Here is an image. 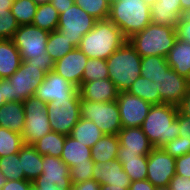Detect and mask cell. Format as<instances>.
Returning a JSON list of instances; mask_svg holds the SVG:
<instances>
[{
  "label": "cell",
  "mask_w": 190,
  "mask_h": 190,
  "mask_svg": "<svg viewBox=\"0 0 190 190\" xmlns=\"http://www.w3.org/2000/svg\"><path fill=\"white\" fill-rule=\"evenodd\" d=\"M120 142L118 135L104 134L91 148V159L94 163H106L116 159Z\"/></svg>",
  "instance_id": "4316f807"
},
{
  "label": "cell",
  "mask_w": 190,
  "mask_h": 190,
  "mask_svg": "<svg viewBox=\"0 0 190 190\" xmlns=\"http://www.w3.org/2000/svg\"><path fill=\"white\" fill-rule=\"evenodd\" d=\"M172 157H180L190 153V140L186 141L184 138L178 136L177 138L169 141L162 147Z\"/></svg>",
  "instance_id": "b9f144b4"
},
{
  "label": "cell",
  "mask_w": 190,
  "mask_h": 190,
  "mask_svg": "<svg viewBox=\"0 0 190 190\" xmlns=\"http://www.w3.org/2000/svg\"><path fill=\"white\" fill-rule=\"evenodd\" d=\"M78 91L81 100L93 102L116 101L119 95V90L109 78L84 82Z\"/></svg>",
  "instance_id": "d6986e66"
},
{
  "label": "cell",
  "mask_w": 190,
  "mask_h": 190,
  "mask_svg": "<svg viewBox=\"0 0 190 190\" xmlns=\"http://www.w3.org/2000/svg\"><path fill=\"white\" fill-rule=\"evenodd\" d=\"M175 174L190 178V153L176 158Z\"/></svg>",
  "instance_id": "f6af8a7d"
},
{
  "label": "cell",
  "mask_w": 190,
  "mask_h": 190,
  "mask_svg": "<svg viewBox=\"0 0 190 190\" xmlns=\"http://www.w3.org/2000/svg\"><path fill=\"white\" fill-rule=\"evenodd\" d=\"M77 90L78 88L52 70L35 91V96L49 103L53 100L69 99Z\"/></svg>",
  "instance_id": "2e32d148"
},
{
  "label": "cell",
  "mask_w": 190,
  "mask_h": 190,
  "mask_svg": "<svg viewBox=\"0 0 190 190\" xmlns=\"http://www.w3.org/2000/svg\"><path fill=\"white\" fill-rule=\"evenodd\" d=\"M50 32L32 24L19 25L12 41L19 50L22 60H30L46 52V44Z\"/></svg>",
  "instance_id": "7c38bea8"
},
{
  "label": "cell",
  "mask_w": 190,
  "mask_h": 190,
  "mask_svg": "<svg viewBox=\"0 0 190 190\" xmlns=\"http://www.w3.org/2000/svg\"><path fill=\"white\" fill-rule=\"evenodd\" d=\"M58 22L59 13L52 4L46 3L38 5L32 25L52 32L58 29Z\"/></svg>",
  "instance_id": "1f68e13d"
},
{
  "label": "cell",
  "mask_w": 190,
  "mask_h": 190,
  "mask_svg": "<svg viewBox=\"0 0 190 190\" xmlns=\"http://www.w3.org/2000/svg\"><path fill=\"white\" fill-rule=\"evenodd\" d=\"M37 5L49 3L50 0H33Z\"/></svg>",
  "instance_id": "91938a15"
},
{
  "label": "cell",
  "mask_w": 190,
  "mask_h": 190,
  "mask_svg": "<svg viewBox=\"0 0 190 190\" xmlns=\"http://www.w3.org/2000/svg\"><path fill=\"white\" fill-rule=\"evenodd\" d=\"M80 104L78 90L69 99L53 100L47 103V115L52 131L70 135L80 119Z\"/></svg>",
  "instance_id": "8992f818"
},
{
  "label": "cell",
  "mask_w": 190,
  "mask_h": 190,
  "mask_svg": "<svg viewBox=\"0 0 190 190\" xmlns=\"http://www.w3.org/2000/svg\"><path fill=\"white\" fill-rule=\"evenodd\" d=\"M183 17H185L188 20H190V7L186 11H184Z\"/></svg>",
  "instance_id": "94428289"
},
{
  "label": "cell",
  "mask_w": 190,
  "mask_h": 190,
  "mask_svg": "<svg viewBox=\"0 0 190 190\" xmlns=\"http://www.w3.org/2000/svg\"><path fill=\"white\" fill-rule=\"evenodd\" d=\"M116 159L122 164L132 182L147 178V155H117Z\"/></svg>",
  "instance_id": "f1b7e54d"
},
{
  "label": "cell",
  "mask_w": 190,
  "mask_h": 190,
  "mask_svg": "<svg viewBox=\"0 0 190 190\" xmlns=\"http://www.w3.org/2000/svg\"><path fill=\"white\" fill-rule=\"evenodd\" d=\"M93 179L100 185L130 186L132 183L118 159H112L106 163H94Z\"/></svg>",
  "instance_id": "ffe728a7"
},
{
  "label": "cell",
  "mask_w": 190,
  "mask_h": 190,
  "mask_svg": "<svg viewBox=\"0 0 190 190\" xmlns=\"http://www.w3.org/2000/svg\"><path fill=\"white\" fill-rule=\"evenodd\" d=\"M176 158L163 148H153L147 155V180L155 187L168 186L175 175Z\"/></svg>",
  "instance_id": "4fadbf2b"
},
{
  "label": "cell",
  "mask_w": 190,
  "mask_h": 190,
  "mask_svg": "<svg viewBox=\"0 0 190 190\" xmlns=\"http://www.w3.org/2000/svg\"><path fill=\"white\" fill-rule=\"evenodd\" d=\"M177 39L190 44V20L185 17H181L176 24Z\"/></svg>",
  "instance_id": "ee69618b"
},
{
  "label": "cell",
  "mask_w": 190,
  "mask_h": 190,
  "mask_svg": "<svg viewBox=\"0 0 190 190\" xmlns=\"http://www.w3.org/2000/svg\"><path fill=\"white\" fill-rule=\"evenodd\" d=\"M21 163V171H24V179L33 182L42 174L43 156L33 145H23L18 152Z\"/></svg>",
  "instance_id": "484cf974"
},
{
  "label": "cell",
  "mask_w": 190,
  "mask_h": 190,
  "mask_svg": "<svg viewBox=\"0 0 190 190\" xmlns=\"http://www.w3.org/2000/svg\"><path fill=\"white\" fill-rule=\"evenodd\" d=\"M23 145L21 134L0 127V157L18 153Z\"/></svg>",
  "instance_id": "d590c367"
},
{
  "label": "cell",
  "mask_w": 190,
  "mask_h": 190,
  "mask_svg": "<svg viewBox=\"0 0 190 190\" xmlns=\"http://www.w3.org/2000/svg\"><path fill=\"white\" fill-rule=\"evenodd\" d=\"M0 172L6 180H23L24 171H21L19 154L14 153L0 157Z\"/></svg>",
  "instance_id": "74e56055"
},
{
  "label": "cell",
  "mask_w": 190,
  "mask_h": 190,
  "mask_svg": "<svg viewBox=\"0 0 190 190\" xmlns=\"http://www.w3.org/2000/svg\"><path fill=\"white\" fill-rule=\"evenodd\" d=\"M29 190H37V188L34 185H31V187L29 188Z\"/></svg>",
  "instance_id": "e7e4bbea"
},
{
  "label": "cell",
  "mask_w": 190,
  "mask_h": 190,
  "mask_svg": "<svg viewBox=\"0 0 190 190\" xmlns=\"http://www.w3.org/2000/svg\"><path fill=\"white\" fill-rule=\"evenodd\" d=\"M88 57L78 48H74L63 58L55 61L54 69L57 74L79 88Z\"/></svg>",
  "instance_id": "e0dca14e"
},
{
  "label": "cell",
  "mask_w": 190,
  "mask_h": 190,
  "mask_svg": "<svg viewBox=\"0 0 190 190\" xmlns=\"http://www.w3.org/2000/svg\"><path fill=\"white\" fill-rule=\"evenodd\" d=\"M38 5L33 0H13L11 14L19 25L32 24Z\"/></svg>",
  "instance_id": "e575fe53"
},
{
  "label": "cell",
  "mask_w": 190,
  "mask_h": 190,
  "mask_svg": "<svg viewBox=\"0 0 190 190\" xmlns=\"http://www.w3.org/2000/svg\"><path fill=\"white\" fill-rule=\"evenodd\" d=\"M46 106L47 103L35 95L23 101L25 124L21 136L25 145H33L45 134L52 131Z\"/></svg>",
  "instance_id": "ba28073f"
},
{
  "label": "cell",
  "mask_w": 190,
  "mask_h": 190,
  "mask_svg": "<svg viewBox=\"0 0 190 190\" xmlns=\"http://www.w3.org/2000/svg\"><path fill=\"white\" fill-rule=\"evenodd\" d=\"M25 124L23 102L9 101L0 107V127L21 134Z\"/></svg>",
  "instance_id": "603a6c76"
},
{
  "label": "cell",
  "mask_w": 190,
  "mask_h": 190,
  "mask_svg": "<svg viewBox=\"0 0 190 190\" xmlns=\"http://www.w3.org/2000/svg\"><path fill=\"white\" fill-rule=\"evenodd\" d=\"M176 40L175 26H160L153 23L128 39L142 58L151 55L167 57Z\"/></svg>",
  "instance_id": "5b68a950"
},
{
  "label": "cell",
  "mask_w": 190,
  "mask_h": 190,
  "mask_svg": "<svg viewBox=\"0 0 190 190\" xmlns=\"http://www.w3.org/2000/svg\"><path fill=\"white\" fill-rule=\"evenodd\" d=\"M32 182L28 180H6L1 190H29Z\"/></svg>",
  "instance_id": "c3c4849f"
},
{
  "label": "cell",
  "mask_w": 190,
  "mask_h": 190,
  "mask_svg": "<svg viewBox=\"0 0 190 190\" xmlns=\"http://www.w3.org/2000/svg\"><path fill=\"white\" fill-rule=\"evenodd\" d=\"M9 102L7 79H0V107Z\"/></svg>",
  "instance_id": "db71d44e"
},
{
  "label": "cell",
  "mask_w": 190,
  "mask_h": 190,
  "mask_svg": "<svg viewBox=\"0 0 190 190\" xmlns=\"http://www.w3.org/2000/svg\"><path fill=\"white\" fill-rule=\"evenodd\" d=\"M96 19L78 7L75 3L59 14L57 31L77 48L86 33L94 28Z\"/></svg>",
  "instance_id": "30bf717a"
},
{
  "label": "cell",
  "mask_w": 190,
  "mask_h": 190,
  "mask_svg": "<svg viewBox=\"0 0 190 190\" xmlns=\"http://www.w3.org/2000/svg\"><path fill=\"white\" fill-rule=\"evenodd\" d=\"M104 133L91 120L80 117L77 124L73 127L70 136L84 145L92 148L100 140Z\"/></svg>",
  "instance_id": "83f0119b"
},
{
  "label": "cell",
  "mask_w": 190,
  "mask_h": 190,
  "mask_svg": "<svg viewBox=\"0 0 190 190\" xmlns=\"http://www.w3.org/2000/svg\"><path fill=\"white\" fill-rule=\"evenodd\" d=\"M155 190H170L168 186H164V187H156Z\"/></svg>",
  "instance_id": "be15d7a7"
},
{
  "label": "cell",
  "mask_w": 190,
  "mask_h": 190,
  "mask_svg": "<svg viewBox=\"0 0 190 190\" xmlns=\"http://www.w3.org/2000/svg\"><path fill=\"white\" fill-rule=\"evenodd\" d=\"M42 174L33 182L37 190H71L70 168L61 158L43 155Z\"/></svg>",
  "instance_id": "8fae6325"
},
{
  "label": "cell",
  "mask_w": 190,
  "mask_h": 190,
  "mask_svg": "<svg viewBox=\"0 0 190 190\" xmlns=\"http://www.w3.org/2000/svg\"><path fill=\"white\" fill-rule=\"evenodd\" d=\"M49 3L52 4L60 14L63 13L67 8H71L75 2L74 0H50Z\"/></svg>",
  "instance_id": "f5cc1de1"
},
{
  "label": "cell",
  "mask_w": 190,
  "mask_h": 190,
  "mask_svg": "<svg viewBox=\"0 0 190 190\" xmlns=\"http://www.w3.org/2000/svg\"><path fill=\"white\" fill-rule=\"evenodd\" d=\"M168 187L170 190H190V178L175 174Z\"/></svg>",
  "instance_id": "7dc6e473"
},
{
  "label": "cell",
  "mask_w": 190,
  "mask_h": 190,
  "mask_svg": "<svg viewBox=\"0 0 190 190\" xmlns=\"http://www.w3.org/2000/svg\"><path fill=\"white\" fill-rule=\"evenodd\" d=\"M127 92L149 102L152 105L162 104L160 93L155 86V82L142 76H139L133 82Z\"/></svg>",
  "instance_id": "4dcf8cb0"
},
{
  "label": "cell",
  "mask_w": 190,
  "mask_h": 190,
  "mask_svg": "<svg viewBox=\"0 0 190 190\" xmlns=\"http://www.w3.org/2000/svg\"><path fill=\"white\" fill-rule=\"evenodd\" d=\"M45 76L40 67L22 60L18 70L7 78L9 101L23 102L35 95Z\"/></svg>",
  "instance_id": "9c48e42d"
},
{
  "label": "cell",
  "mask_w": 190,
  "mask_h": 190,
  "mask_svg": "<svg viewBox=\"0 0 190 190\" xmlns=\"http://www.w3.org/2000/svg\"><path fill=\"white\" fill-rule=\"evenodd\" d=\"M162 103L178 106L190 88V80L180 76L172 68L153 79Z\"/></svg>",
  "instance_id": "9a60e30c"
},
{
  "label": "cell",
  "mask_w": 190,
  "mask_h": 190,
  "mask_svg": "<svg viewBox=\"0 0 190 190\" xmlns=\"http://www.w3.org/2000/svg\"><path fill=\"white\" fill-rule=\"evenodd\" d=\"M180 4L182 7V14L190 7V0H180Z\"/></svg>",
  "instance_id": "6f0895ef"
},
{
  "label": "cell",
  "mask_w": 190,
  "mask_h": 190,
  "mask_svg": "<svg viewBox=\"0 0 190 190\" xmlns=\"http://www.w3.org/2000/svg\"><path fill=\"white\" fill-rule=\"evenodd\" d=\"M156 187L147 179L133 181L129 186V190H155Z\"/></svg>",
  "instance_id": "f907efd6"
},
{
  "label": "cell",
  "mask_w": 190,
  "mask_h": 190,
  "mask_svg": "<svg viewBox=\"0 0 190 190\" xmlns=\"http://www.w3.org/2000/svg\"><path fill=\"white\" fill-rule=\"evenodd\" d=\"M167 63L180 76L190 80V44L179 39L166 57Z\"/></svg>",
  "instance_id": "cb8c5ba5"
},
{
  "label": "cell",
  "mask_w": 190,
  "mask_h": 190,
  "mask_svg": "<svg viewBox=\"0 0 190 190\" xmlns=\"http://www.w3.org/2000/svg\"><path fill=\"white\" fill-rule=\"evenodd\" d=\"M177 114V106L164 103L152 105L141 128L154 148H162L178 137Z\"/></svg>",
  "instance_id": "7a4b0ae2"
},
{
  "label": "cell",
  "mask_w": 190,
  "mask_h": 190,
  "mask_svg": "<svg viewBox=\"0 0 190 190\" xmlns=\"http://www.w3.org/2000/svg\"><path fill=\"white\" fill-rule=\"evenodd\" d=\"M60 158L69 168L74 165L88 164V161H92L91 148L68 135Z\"/></svg>",
  "instance_id": "d4e9b609"
},
{
  "label": "cell",
  "mask_w": 190,
  "mask_h": 190,
  "mask_svg": "<svg viewBox=\"0 0 190 190\" xmlns=\"http://www.w3.org/2000/svg\"><path fill=\"white\" fill-rule=\"evenodd\" d=\"M122 128L141 127L152 104L130 94L127 91L119 92L116 100Z\"/></svg>",
  "instance_id": "5bb4252c"
},
{
  "label": "cell",
  "mask_w": 190,
  "mask_h": 190,
  "mask_svg": "<svg viewBox=\"0 0 190 190\" xmlns=\"http://www.w3.org/2000/svg\"><path fill=\"white\" fill-rule=\"evenodd\" d=\"M150 7L155 4L158 0H143Z\"/></svg>",
  "instance_id": "6125c7cd"
},
{
  "label": "cell",
  "mask_w": 190,
  "mask_h": 190,
  "mask_svg": "<svg viewBox=\"0 0 190 190\" xmlns=\"http://www.w3.org/2000/svg\"><path fill=\"white\" fill-rule=\"evenodd\" d=\"M108 67L106 60L103 59H90L88 58L87 64L85 66L82 84L84 82H89L93 80L108 79Z\"/></svg>",
  "instance_id": "f35d334b"
},
{
  "label": "cell",
  "mask_w": 190,
  "mask_h": 190,
  "mask_svg": "<svg viewBox=\"0 0 190 190\" xmlns=\"http://www.w3.org/2000/svg\"><path fill=\"white\" fill-rule=\"evenodd\" d=\"M18 28L19 24L11 10H0V39H12Z\"/></svg>",
  "instance_id": "ab89813d"
},
{
  "label": "cell",
  "mask_w": 190,
  "mask_h": 190,
  "mask_svg": "<svg viewBox=\"0 0 190 190\" xmlns=\"http://www.w3.org/2000/svg\"><path fill=\"white\" fill-rule=\"evenodd\" d=\"M26 62L28 64H33L37 67H40L41 71L44 72L46 75L54 69L55 64V61H53V59L47 52H44L39 56H35L30 60H26Z\"/></svg>",
  "instance_id": "7bdbcfd3"
},
{
  "label": "cell",
  "mask_w": 190,
  "mask_h": 190,
  "mask_svg": "<svg viewBox=\"0 0 190 190\" xmlns=\"http://www.w3.org/2000/svg\"><path fill=\"white\" fill-rule=\"evenodd\" d=\"M5 183H6V178L0 172V190L2 189V187L4 186Z\"/></svg>",
  "instance_id": "680465c9"
},
{
  "label": "cell",
  "mask_w": 190,
  "mask_h": 190,
  "mask_svg": "<svg viewBox=\"0 0 190 190\" xmlns=\"http://www.w3.org/2000/svg\"><path fill=\"white\" fill-rule=\"evenodd\" d=\"M151 23L175 26L183 16L180 0H158L150 7Z\"/></svg>",
  "instance_id": "44dd1931"
},
{
  "label": "cell",
  "mask_w": 190,
  "mask_h": 190,
  "mask_svg": "<svg viewBox=\"0 0 190 190\" xmlns=\"http://www.w3.org/2000/svg\"><path fill=\"white\" fill-rule=\"evenodd\" d=\"M13 0H0V10H11Z\"/></svg>",
  "instance_id": "9f6ffc18"
},
{
  "label": "cell",
  "mask_w": 190,
  "mask_h": 190,
  "mask_svg": "<svg viewBox=\"0 0 190 190\" xmlns=\"http://www.w3.org/2000/svg\"><path fill=\"white\" fill-rule=\"evenodd\" d=\"M100 190H129V186H116V185L103 184L100 185Z\"/></svg>",
  "instance_id": "11a10c76"
},
{
  "label": "cell",
  "mask_w": 190,
  "mask_h": 190,
  "mask_svg": "<svg viewBox=\"0 0 190 190\" xmlns=\"http://www.w3.org/2000/svg\"><path fill=\"white\" fill-rule=\"evenodd\" d=\"M93 161H88V164L74 165L70 167V178L72 183H81L93 179Z\"/></svg>",
  "instance_id": "60d3db41"
},
{
  "label": "cell",
  "mask_w": 190,
  "mask_h": 190,
  "mask_svg": "<svg viewBox=\"0 0 190 190\" xmlns=\"http://www.w3.org/2000/svg\"><path fill=\"white\" fill-rule=\"evenodd\" d=\"M74 2L97 21L106 20L109 17V0H74Z\"/></svg>",
  "instance_id": "8d00e7d4"
},
{
  "label": "cell",
  "mask_w": 190,
  "mask_h": 190,
  "mask_svg": "<svg viewBox=\"0 0 190 190\" xmlns=\"http://www.w3.org/2000/svg\"><path fill=\"white\" fill-rule=\"evenodd\" d=\"M22 58L12 39H0V79L12 76L20 67Z\"/></svg>",
  "instance_id": "7402d4cb"
},
{
  "label": "cell",
  "mask_w": 190,
  "mask_h": 190,
  "mask_svg": "<svg viewBox=\"0 0 190 190\" xmlns=\"http://www.w3.org/2000/svg\"><path fill=\"white\" fill-rule=\"evenodd\" d=\"M126 41L120 28L112 21L98 20L94 28L83 35L77 48L90 59L106 60Z\"/></svg>",
  "instance_id": "6da1fadb"
},
{
  "label": "cell",
  "mask_w": 190,
  "mask_h": 190,
  "mask_svg": "<svg viewBox=\"0 0 190 190\" xmlns=\"http://www.w3.org/2000/svg\"><path fill=\"white\" fill-rule=\"evenodd\" d=\"M80 117L91 120L106 135H118L122 129L119 107L116 101L93 102L81 100Z\"/></svg>",
  "instance_id": "52a82bcc"
},
{
  "label": "cell",
  "mask_w": 190,
  "mask_h": 190,
  "mask_svg": "<svg viewBox=\"0 0 190 190\" xmlns=\"http://www.w3.org/2000/svg\"><path fill=\"white\" fill-rule=\"evenodd\" d=\"M140 67L141 76L149 80L156 79L170 68L166 57L154 55L143 57Z\"/></svg>",
  "instance_id": "836d02e7"
},
{
  "label": "cell",
  "mask_w": 190,
  "mask_h": 190,
  "mask_svg": "<svg viewBox=\"0 0 190 190\" xmlns=\"http://www.w3.org/2000/svg\"><path fill=\"white\" fill-rule=\"evenodd\" d=\"M108 19L120 28L128 40L151 23L150 6L143 0H113Z\"/></svg>",
  "instance_id": "3957f363"
},
{
  "label": "cell",
  "mask_w": 190,
  "mask_h": 190,
  "mask_svg": "<svg viewBox=\"0 0 190 190\" xmlns=\"http://www.w3.org/2000/svg\"><path fill=\"white\" fill-rule=\"evenodd\" d=\"M177 108L180 114L184 116H190V88Z\"/></svg>",
  "instance_id": "816d5d0a"
},
{
  "label": "cell",
  "mask_w": 190,
  "mask_h": 190,
  "mask_svg": "<svg viewBox=\"0 0 190 190\" xmlns=\"http://www.w3.org/2000/svg\"><path fill=\"white\" fill-rule=\"evenodd\" d=\"M118 137L120 146L117 155H148L154 148L141 127L122 128Z\"/></svg>",
  "instance_id": "ac0fdd59"
},
{
  "label": "cell",
  "mask_w": 190,
  "mask_h": 190,
  "mask_svg": "<svg viewBox=\"0 0 190 190\" xmlns=\"http://www.w3.org/2000/svg\"><path fill=\"white\" fill-rule=\"evenodd\" d=\"M71 190H100V184L91 179L81 183H72Z\"/></svg>",
  "instance_id": "681fc988"
},
{
  "label": "cell",
  "mask_w": 190,
  "mask_h": 190,
  "mask_svg": "<svg viewBox=\"0 0 190 190\" xmlns=\"http://www.w3.org/2000/svg\"><path fill=\"white\" fill-rule=\"evenodd\" d=\"M66 135L51 131L36 141L33 146L40 155L61 157Z\"/></svg>",
  "instance_id": "f546056e"
},
{
  "label": "cell",
  "mask_w": 190,
  "mask_h": 190,
  "mask_svg": "<svg viewBox=\"0 0 190 190\" xmlns=\"http://www.w3.org/2000/svg\"><path fill=\"white\" fill-rule=\"evenodd\" d=\"M178 120V136L184 138V140H190V116H184L178 112L177 118Z\"/></svg>",
  "instance_id": "bcb514c9"
},
{
  "label": "cell",
  "mask_w": 190,
  "mask_h": 190,
  "mask_svg": "<svg viewBox=\"0 0 190 190\" xmlns=\"http://www.w3.org/2000/svg\"><path fill=\"white\" fill-rule=\"evenodd\" d=\"M74 48L66 36H62L57 30L50 32L46 44V52L51 56L53 61L63 58Z\"/></svg>",
  "instance_id": "d6a6232c"
},
{
  "label": "cell",
  "mask_w": 190,
  "mask_h": 190,
  "mask_svg": "<svg viewBox=\"0 0 190 190\" xmlns=\"http://www.w3.org/2000/svg\"><path fill=\"white\" fill-rule=\"evenodd\" d=\"M141 59L128 40L106 59L109 79L119 92L128 91L141 76Z\"/></svg>",
  "instance_id": "277c9868"
}]
</instances>
